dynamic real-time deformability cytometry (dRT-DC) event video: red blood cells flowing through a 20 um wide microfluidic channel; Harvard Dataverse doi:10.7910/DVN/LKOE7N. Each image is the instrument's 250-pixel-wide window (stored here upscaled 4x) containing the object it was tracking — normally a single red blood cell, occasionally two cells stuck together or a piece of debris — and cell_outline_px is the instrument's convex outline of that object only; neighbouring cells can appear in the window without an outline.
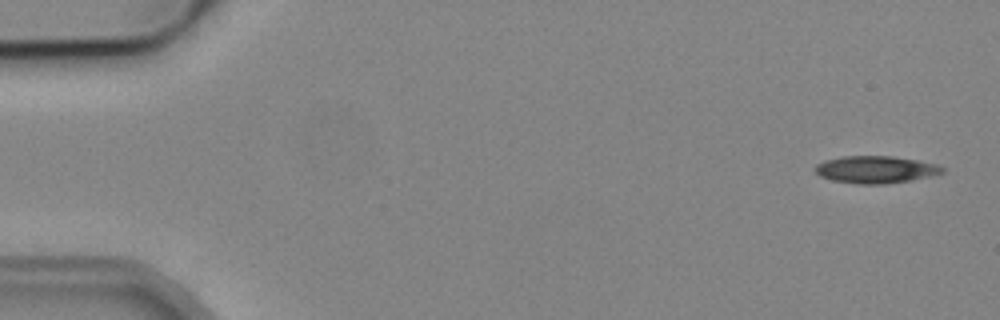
{"species": "common noctule bat (a hibernating species)", "species_latin": "Nyctalus noctula", "temperature_condition": "cold", "stored_images_in_passage": 7, "camera_frame_rate_fps": 3000, "um_per_image_px": 0.085, "animal": {"sex": "male", "body_mass_g": 19.2, "forearm_length_mm": 51.8}, "frame": {"image": 1, "passage_image": 1, "time_ms": 0.0, "image_size_px": [1000, 320], "cell_outline_px": [[944, 172], [912, 180], [884, 184], [856, 184], [832, 180], [820, 176], [812, 168], [816, 164], [824, 160], [844, 156], [892, 156], [916, 160], [936, 164], [944, 168]], "centroid_in_image_um": [74.38, 14.41], "position_along_channel_um": 10.6, "area_um2": 20.17}}
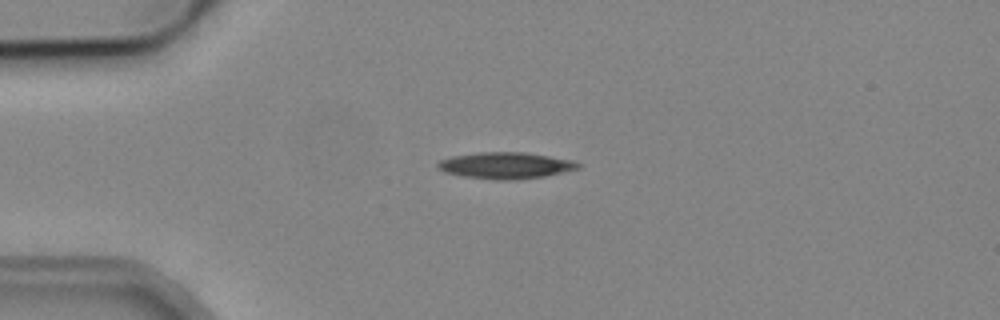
{"frame": {"image": 2, "passage_image": 4, "time_ms": 3.667, "image_size_px": [1000, 320], "cell_outline_px": [[580, 168], [544, 176], [516, 180], [492, 180], [464, 176], [444, 172], [436, 168], [436, 164], [440, 160], [452, 156], [480, 152], [524, 152], [572, 160], [580, 164]], "centroid_in_image_um": [42.93, 14.07], "position_along_channel_um": 42.1, "area_um2": 21.62}}
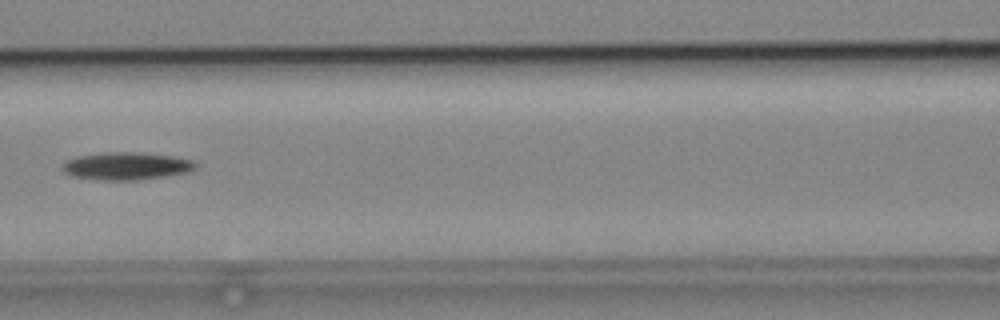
{"frame": {"image": 3, "passage_image": 7, "time_ms": 7.333, "image_size_px": [1000, 320], "cell_outline_px": [[196, 168], [192, 172], [168, 176], [136, 180], [100, 180], [72, 176], [64, 172], [60, 168], [64, 160], [76, 156], [100, 152], [140, 152], [172, 156], [192, 160], [196, 164]], "centroid_in_image_um": [10.71, 14.11], "position_along_channel_um": 155.9, "area_um2": 21.85}}